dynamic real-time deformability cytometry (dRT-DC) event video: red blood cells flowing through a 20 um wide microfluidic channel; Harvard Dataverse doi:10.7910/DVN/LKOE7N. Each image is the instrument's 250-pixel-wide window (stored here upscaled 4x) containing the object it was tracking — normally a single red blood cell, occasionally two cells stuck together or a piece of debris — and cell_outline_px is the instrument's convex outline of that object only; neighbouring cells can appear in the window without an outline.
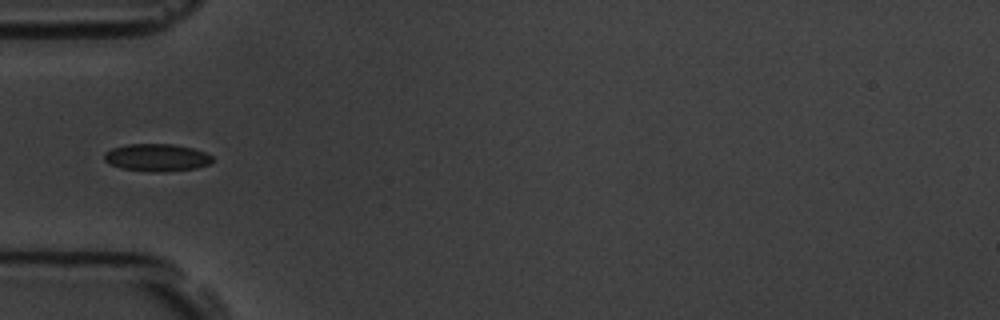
{"species": "common noctule bat (a hibernating species)", "species_latin": "Nyctalus noctula", "temperature_condition": "room temperature", "stored_images_in_passage": 10, "camera_frame_rate_fps": 3000, "um_per_image_px": 0.085, "animal": {"sex": "male", "body_mass_g": 19.5, "forearm_length_mm": 54.6}, "frame": {"image": 1, "passage_image": 6, "time_ms": 6.667, "image_size_px": [1000, 320], "cell_outline_px": [[212, 160], [208, 164], [196, 168], [160, 172], [152, 172], [120, 168], [108, 164], [104, 160], [104, 152], [112, 148], [128, 144], [172, 144], [192, 148], [204, 152], [212, 156]], "centroid_in_image_um": [13.27, 13.39], "position_along_channel_um": 71.7, "area_um2": 17.28}}
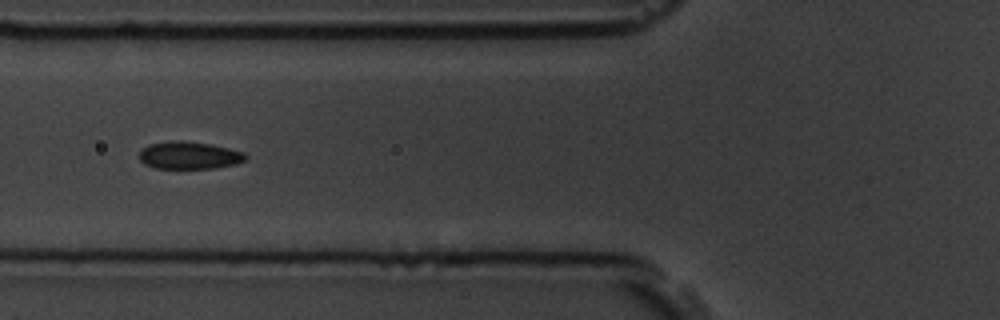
{"frame": {"image": 2, "passage_image": 7, "time_ms": 7.667, "image_size_px": [1000, 320], "cell_outline_px": [[248, 160], [236, 164], [216, 168], [156, 168], [144, 164], [140, 160], [140, 152], [148, 144], [176, 140], [180, 140], [208, 144], [228, 148], [244, 152], [248, 156]], "centroid_in_image_um": [16.12, 13.21], "position_along_channel_um": 109.7, "area_um2": 16.99}}
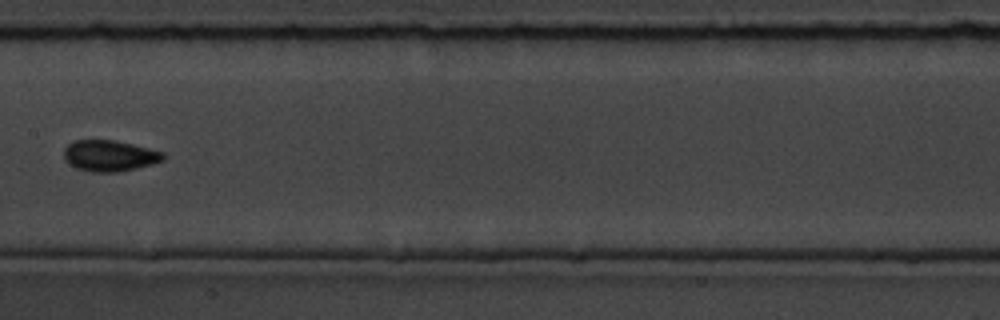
{"frame": {"image": 3, "passage_image": 9, "time_ms": 10.0, "image_size_px": [1000, 320], "cell_outline_px": [[164, 160], [152, 164], [120, 172], [92, 172], [76, 168], [68, 164], [64, 160], [64, 148], [72, 140], [116, 140], [164, 152]], "centroid_in_image_um": [9.28, 13.24], "position_along_channel_um": 198.1, "area_um2": 18.15}}